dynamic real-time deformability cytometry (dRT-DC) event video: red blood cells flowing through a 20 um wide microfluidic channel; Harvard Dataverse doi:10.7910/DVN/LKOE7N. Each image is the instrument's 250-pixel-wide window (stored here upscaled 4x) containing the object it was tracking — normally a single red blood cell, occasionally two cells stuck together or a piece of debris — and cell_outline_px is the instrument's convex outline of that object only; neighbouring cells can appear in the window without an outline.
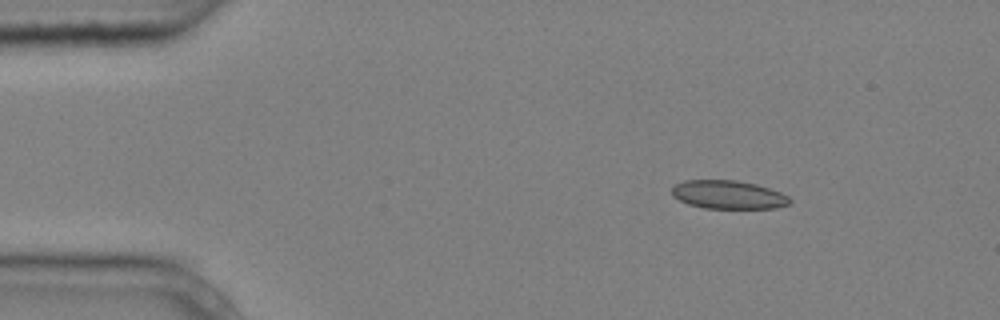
{"species": "common noctule bat (a hibernating species)", "species_latin": "Nyctalus noctula", "temperature_condition": "cold", "stored_images_in_passage": 4, "camera_frame_rate_fps": 3000, "um_per_image_px": 0.085, "animal": {"sex": "male", "body_mass_g": 20.4}, "frame": {"image": 1, "passage_image": 1, "time_ms": 0.0, "image_size_px": [1000, 320], "cell_outline_px": [[792, 200], [788, 204], [776, 208], [704, 208], [688, 204], [672, 196], [672, 188], [676, 184], [684, 180], [736, 180], [756, 184], [780, 192], [788, 196]], "centroid_in_image_um": [61.89, 16.55], "position_along_channel_um": 23.1, "area_um2": 19.48}}
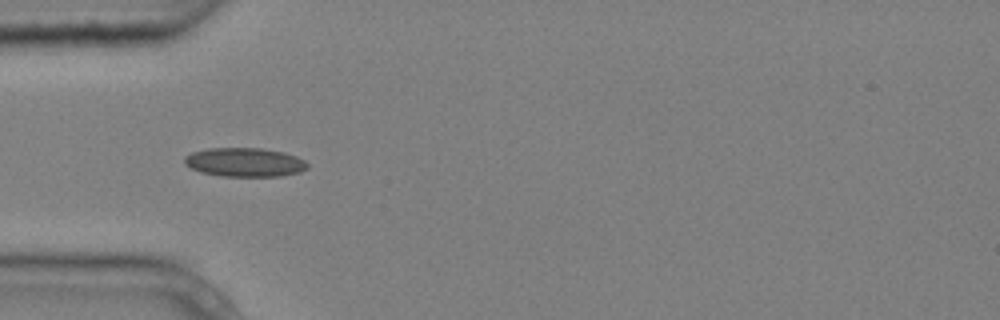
{"frame": {"image": 2, "passage_image": 3, "time_ms": 0.667, "image_size_px": [1000, 320], "cell_outline_px": [[308, 168], [300, 172], [280, 176], [220, 176], [200, 172], [184, 164], [184, 156], [192, 152], [208, 148], [260, 148], [284, 152], [296, 156], [304, 160], [308, 164]], "centroid_in_image_um": [20.79, 13.79], "position_along_channel_um": 64.2, "area_um2": 20.81}}
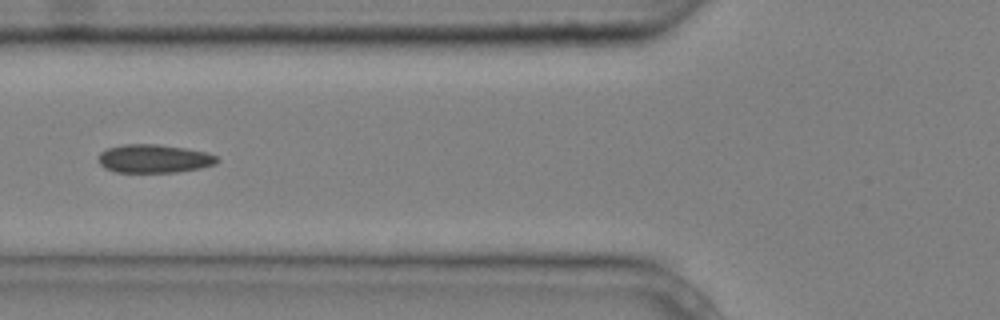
{"frame": {"image": 3, "passage_image": 4, "time_ms": 1.0, "image_size_px": [1000, 320], "cell_outline_px": [[220, 160], [216, 164], [200, 168], [176, 172], [116, 172], [104, 168], [96, 160], [100, 152], [108, 148], [120, 144], [160, 144], [208, 152], [216, 156]], "centroid_in_image_um": [13.07, 13.48], "position_along_channel_um": 112.7, "area_um2": 19.88}}